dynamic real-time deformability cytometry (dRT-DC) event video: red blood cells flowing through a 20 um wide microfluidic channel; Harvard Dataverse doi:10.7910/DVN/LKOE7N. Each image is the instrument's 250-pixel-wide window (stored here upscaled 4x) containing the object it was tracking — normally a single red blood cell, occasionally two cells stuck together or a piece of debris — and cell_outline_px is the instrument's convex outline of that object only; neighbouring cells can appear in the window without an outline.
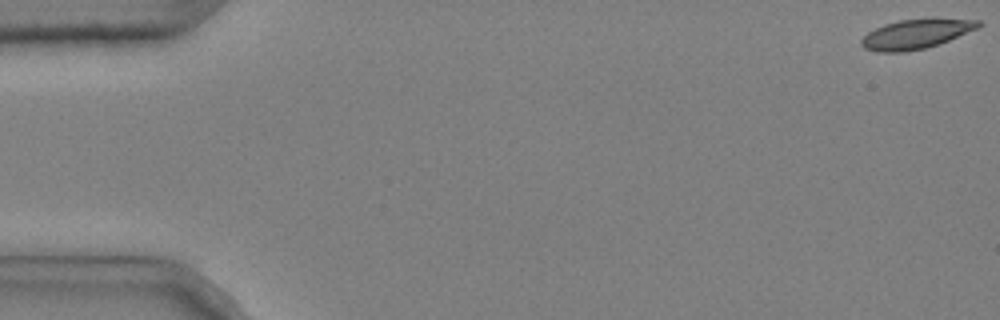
{"species": "common noctule bat (a hibernating species)", "species_latin": "Nyctalus noctula", "temperature_condition": "cold", "stored_images_in_passage": 48, "camera_frame_rate_fps": 3000, "um_per_image_px": 0.085, "animal": {"sex": "male", "body_mass_g": 20.4}, "frame": {"image": 1, "passage_image": 1, "time_ms": 0.0, "image_size_px": [1000, 320], "cell_outline_px": [[984, 24], [980, 28], [948, 40], [924, 48], [904, 52], [876, 52], [864, 48], [860, 44], [860, 40], [868, 32], [884, 24], [900, 20], [932, 16], [980, 20]], "centroid_in_image_um": [77.92, 2.84], "position_along_channel_um": 7.1, "area_um2": 20.75}}
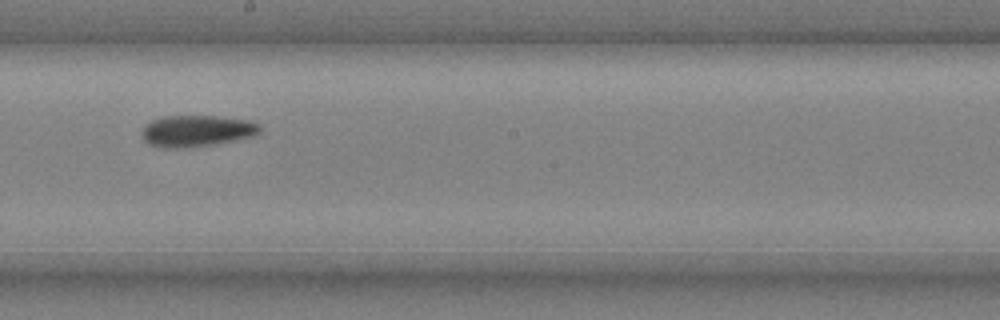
{"frame": {"image": 2, "passage_image": 31, "time_ms": 10.0, "image_size_px": [1000, 320], "cell_outline_px": [[260, 132], [252, 136], [216, 144], [184, 148], [156, 148], [148, 144], [144, 140], [140, 132], [144, 124], [152, 120], [164, 116], [216, 116], [252, 120], [260, 124]], "centroid_in_image_um": [16.68, 11.13], "position_along_channel_um": 231.5, "area_um2": 22.02}}
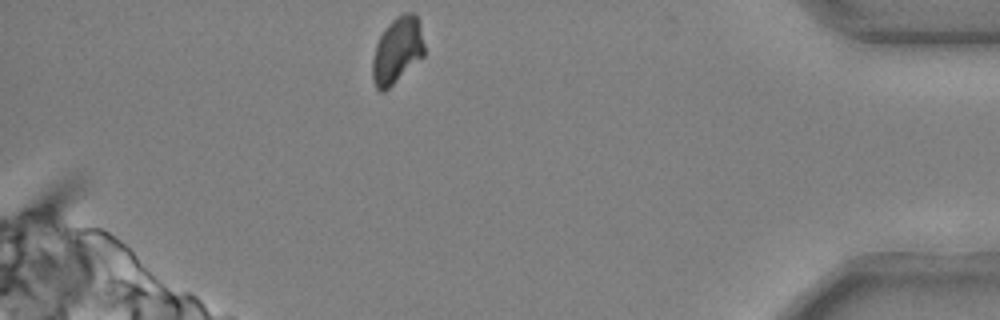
{"frame": {"image": 3, "passage_image": 48, "time_ms": 15.667, "image_size_px": [1000, 320], "cell_outline_px": [[424, 56], [384, 92], [380, 92], [376, 88], [372, 80], [372, 60], [376, 44], [380, 36], [388, 24], [396, 16], [404, 12], [412, 12], [416, 16], [420, 24], [424, 44]], "centroid_in_image_um": [33.75, 4.29], "position_along_channel_um": 401.4, "area_um2": 20.06}, "authors_computed_cell_mechanics": {"area_um2": 21.0392, "velocity_mm_per_s": 3.6672, "shape_relaxation_time_tau1_ms": null, "shape_relaxation_time_tau2_ms": 5.7182, "deformation_change_tau1": null, "deformation_change_tau2": 0.0767}}